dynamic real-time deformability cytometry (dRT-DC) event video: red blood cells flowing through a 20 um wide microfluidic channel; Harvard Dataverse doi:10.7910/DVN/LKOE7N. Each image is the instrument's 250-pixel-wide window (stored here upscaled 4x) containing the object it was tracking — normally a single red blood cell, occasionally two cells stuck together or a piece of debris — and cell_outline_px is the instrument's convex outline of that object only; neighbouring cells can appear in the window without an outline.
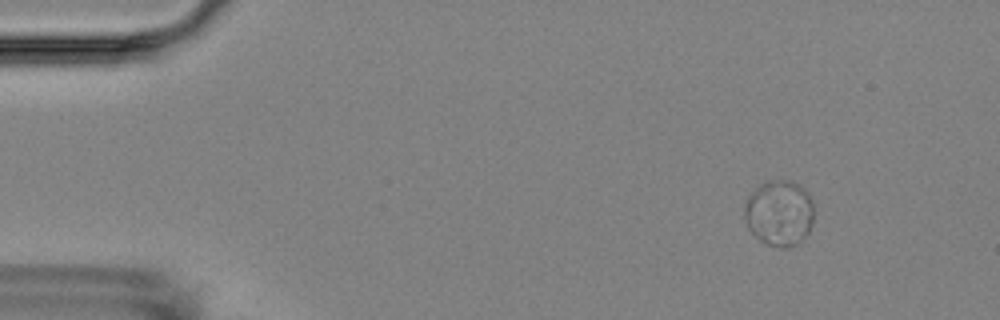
{"species": "Egyptian fruit bat (a non-hibernating species)", "species_latin": "Rousettus aegyptiacus", "temperature_condition": "room temperature", "stored_images_in_passage": 4, "camera_frame_rate_fps": 3000, "um_per_image_px": 0.085, "animal": {"sex": "female"}, "frame": {"image": 1, "passage_image": 1, "time_ms": 0.0, "image_size_px": [1000, 320], "cell_outline_px": [[812, 224], [808, 232], [796, 244], [784, 248], [780, 248], [764, 244], [748, 228], [744, 216], [744, 204], [748, 196], [760, 184], [768, 180], [788, 180], [800, 184], [808, 192], [812, 200]], "centroid_in_image_um": [66.22, 18.09], "position_along_channel_um": 18.8, "area_um2": 26.76}}
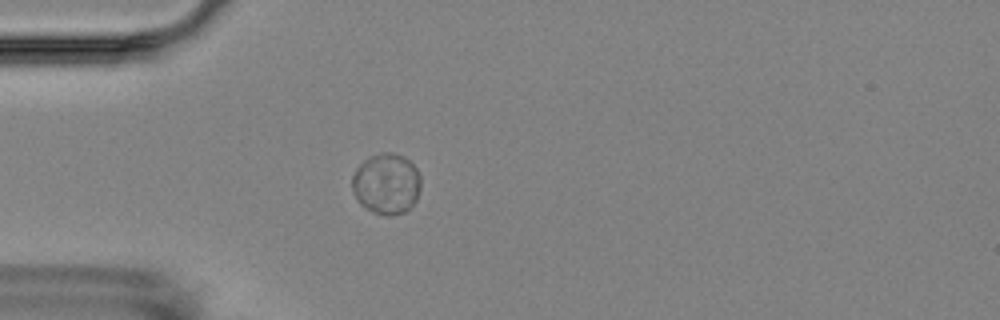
{"frame": {"image": 2, "passage_image": 3, "time_ms": 3.333, "image_size_px": [1000, 320], "cell_outline_px": [[420, 188], [416, 200], [404, 212], [388, 216], [372, 212], [364, 208], [356, 200], [352, 188], [352, 176], [356, 168], [364, 160], [380, 152], [392, 152], [404, 156], [416, 168], [420, 176]], "centroid_in_image_um": [32.82, 15.62], "position_along_channel_um": 52.2, "area_um2": 24.45}}